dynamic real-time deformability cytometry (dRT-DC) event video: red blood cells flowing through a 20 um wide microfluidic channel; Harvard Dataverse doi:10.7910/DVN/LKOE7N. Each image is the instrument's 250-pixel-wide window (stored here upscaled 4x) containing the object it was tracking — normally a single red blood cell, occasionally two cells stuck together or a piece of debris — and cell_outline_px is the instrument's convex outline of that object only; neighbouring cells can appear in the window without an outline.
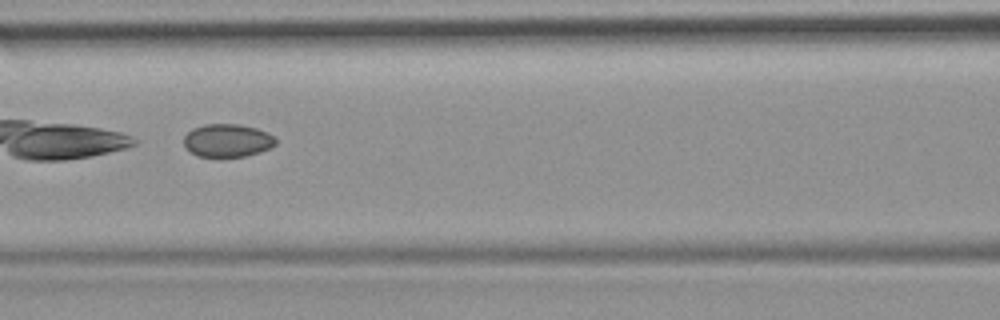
{"species": "common noctule bat (a hibernating species)", "species_latin": "Nyctalus noctula", "temperature_condition": "room temperature", "stored_images_in_passage": 46, "camera_frame_rate_fps": 3000, "um_per_image_px": 0.085, "animal": {"sex": "female", "body_mass_g": 19.9}, "frame": {"image": 1, "passage_image": 20, "time_ms": 6.333, "image_size_px": [1000, 320], "cell_outline_px": [[276, 144], [260, 152], [244, 156], [196, 156], [184, 144], [184, 136], [192, 128], [204, 124], [240, 124], [256, 128], [268, 132], [276, 140]], "centroid_in_image_um": [19.33, 11.92], "position_along_channel_um": 147.3, "area_um2": 17.51}}